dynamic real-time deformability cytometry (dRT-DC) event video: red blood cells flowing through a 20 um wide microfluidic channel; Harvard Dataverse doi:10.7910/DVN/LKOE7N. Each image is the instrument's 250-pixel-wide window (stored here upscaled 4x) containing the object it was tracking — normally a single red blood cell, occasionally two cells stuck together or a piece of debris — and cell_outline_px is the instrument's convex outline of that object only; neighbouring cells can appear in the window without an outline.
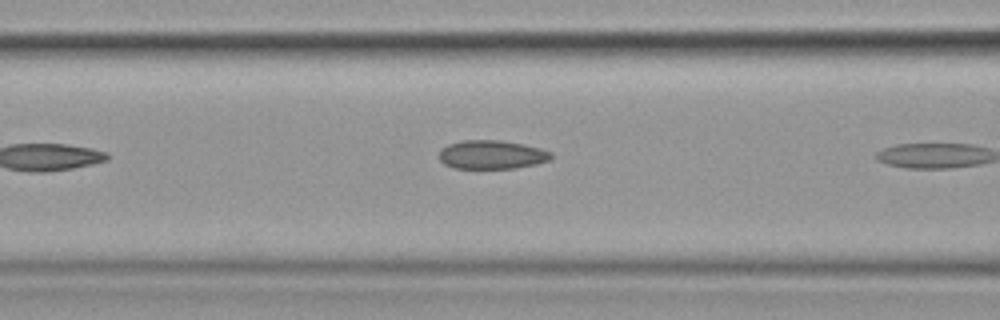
{"species": "common noctule bat (a hibernating species)", "species_latin": "Nyctalus noctula", "temperature_condition": "cold", "stored_images_in_passage": 6, "camera_frame_rate_fps": 3000, "um_per_image_px": 0.085, "animal": {"sex": "female", "body_mass_g": 19.9}, "frame": {"image": 1, "passage_image": 5, "time_ms": 5.667, "image_size_px": [1000, 320], "cell_outline_px": [[552, 156], [548, 160], [536, 164], [516, 168], [452, 168], [444, 164], [440, 160], [440, 152], [448, 144], [464, 140], [500, 140], [524, 144], [540, 148], [552, 152]], "centroid_in_image_um": [41.81, 13.14], "position_along_channel_um": 124.8, "area_um2": 18.67}}